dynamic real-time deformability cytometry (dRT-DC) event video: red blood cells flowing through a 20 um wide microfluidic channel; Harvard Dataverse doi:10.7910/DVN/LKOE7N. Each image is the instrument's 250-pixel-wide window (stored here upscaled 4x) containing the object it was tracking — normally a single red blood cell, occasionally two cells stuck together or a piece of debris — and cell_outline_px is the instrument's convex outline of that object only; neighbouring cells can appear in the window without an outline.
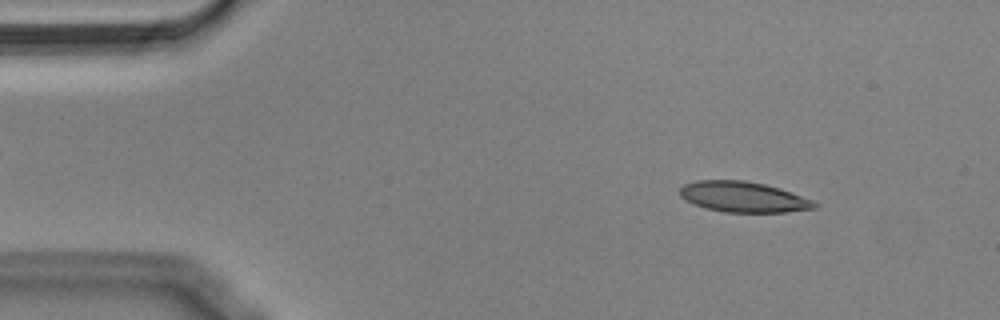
{"species": "Egyptian fruit bat (a non-hibernating species)", "species_latin": "Rousettus aegyptiacus", "temperature_condition": "cold", "stored_images_in_passage": 51, "camera_frame_rate_fps": 3000, "um_per_image_px": 0.085, "animal": {"sex": "male"}, "frame": {"image": 1, "passage_image": 3, "time_ms": 0.667, "image_size_px": [1000, 320], "cell_outline_px": [[820, 204], [816, 208], [788, 212], [724, 212], [708, 208], [696, 204], [680, 196], [680, 188], [684, 184], [696, 180], [744, 180], [764, 184], [780, 188], [812, 200]], "centroid_in_image_um": [63.22, 16.73], "position_along_channel_um": 21.8, "area_um2": 23.81}}
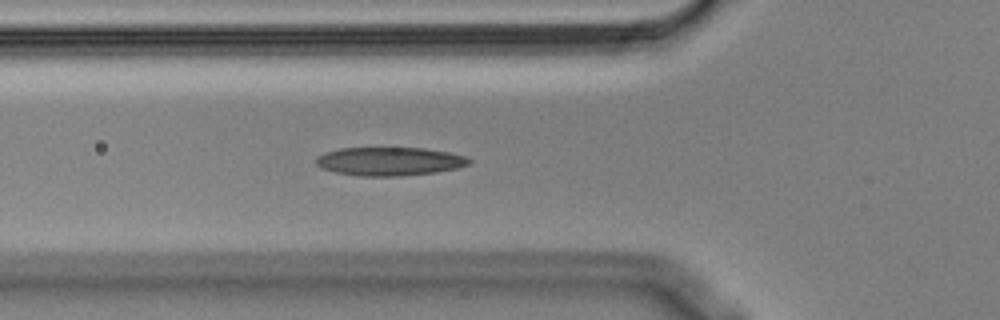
{"frame": {"image": 2, "passage_image": 15, "time_ms": 4.667, "image_size_px": [1000, 320], "cell_outline_px": [[472, 160], [468, 164], [456, 168], [436, 172], [396, 176], [360, 176], [336, 172], [320, 168], [316, 164], [316, 156], [324, 152], [340, 148], [424, 148], [448, 152], [468, 156]], "centroid_in_image_um": [33.09, 13.71], "position_along_channel_um": 92.7, "area_um2": 25.43}}
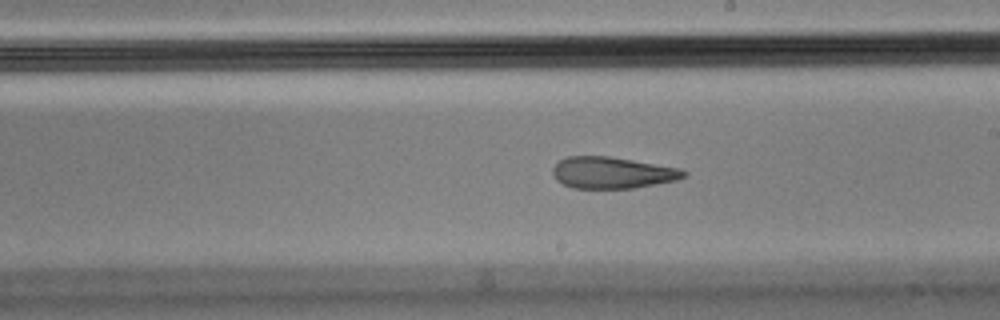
{"frame": {"image": 3, "passage_image": 27, "time_ms": 8.667, "image_size_px": [1000, 320], "cell_outline_px": [[688, 176], [676, 180], [656, 184], [632, 188], [572, 188], [556, 180], [552, 172], [552, 168], [560, 160], [568, 156], [608, 156], [680, 168], [688, 172]], "centroid_in_image_um": [52.06, 14.68], "position_along_channel_um": 236.9, "area_um2": 24.04}, "authors_computed_cell_mechanics": {"area_um2": 25.0852, "velocity_mm_per_s": 3.5924, "shape_relaxation_time_tau1_ms": null, "shape_relaxation_time_tau2_ms": 2.9531, "deformation_change_tau1": null, "deformation_change_tau2": 0.1117}}